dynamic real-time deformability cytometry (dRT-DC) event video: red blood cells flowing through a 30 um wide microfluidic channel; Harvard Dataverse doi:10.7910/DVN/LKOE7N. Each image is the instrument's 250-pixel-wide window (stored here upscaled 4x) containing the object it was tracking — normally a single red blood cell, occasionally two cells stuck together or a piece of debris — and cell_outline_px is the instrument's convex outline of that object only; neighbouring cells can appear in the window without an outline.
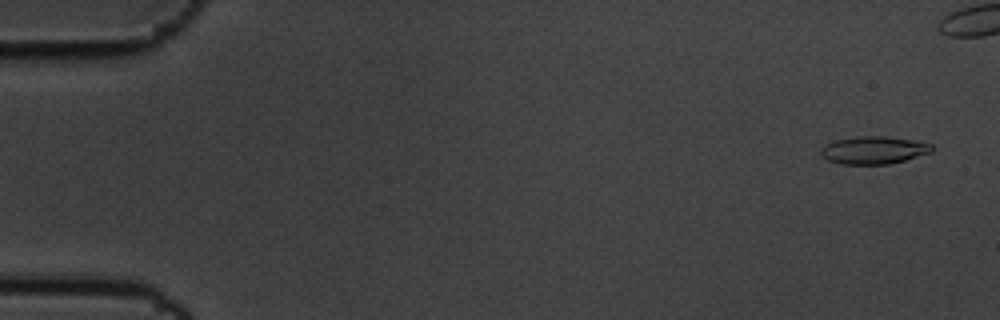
{"species": "common noctule bat (a hibernating species)", "species_latin": "Nyctalus noctula", "temperature_condition": "cold", "stored_images_in_passage": 18, "camera_frame_rate_fps": 3000, "um_per_image_px": 0.085, "animal": {"sex": "male", "body_mass_g": 19.5, "forearm_length_mm": 54.6}, "frame": {"image": 1, "passage_image": 3, "time_ms": 0.667, "image_size_px": [1000, 320], "cell_outline_px": [[936, 148], [932, 152], [904, 160], [888, 164], [840, 164], [828, 160], [820, 152], [820, 148], [824, 144], [832, 140], [856, 136], [884, 136], [916, 140], [932, 144]], "centroid_in_image_um": [74.27, 12.74], "position_along_channel_um": 10.7, "area_um2": 18.15}}